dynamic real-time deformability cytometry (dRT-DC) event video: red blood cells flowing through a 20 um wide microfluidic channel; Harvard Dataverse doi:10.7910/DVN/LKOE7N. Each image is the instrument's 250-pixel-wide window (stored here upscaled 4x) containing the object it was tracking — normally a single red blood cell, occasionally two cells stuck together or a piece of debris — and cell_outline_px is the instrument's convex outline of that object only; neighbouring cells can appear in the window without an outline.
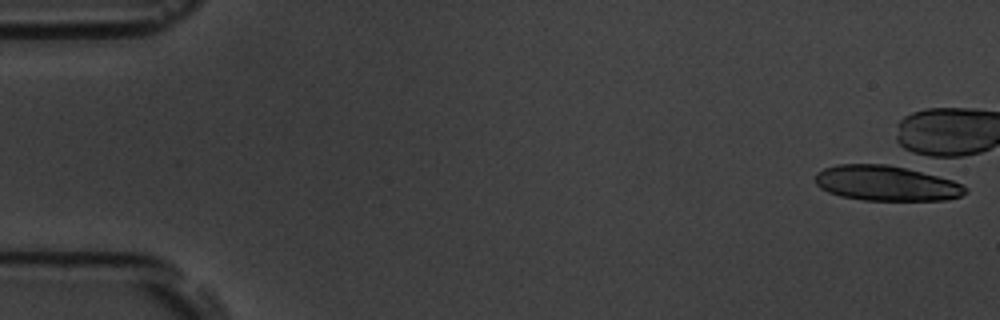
{"species": "common noctule bat (a hibernating species)", "species_latin": "Nyctalus noctula", "temperature_condition": "room temperature", "stored_images_in_passage": 1, "camera_frame_rate_fps": 3000, "um_per_image_px": 0.085, "animal": {"sex": "male", "body_mass_g": 19.5, "forearm_length_mm": 54.6}, "frame": {"image": 1, "passage_image": 1, "time_ms": 0.0, "image_size_px": [1000, 320], "cell_outline_px": [[968, 192], [960, 196], [944, 200], [864, 200], [840, 196], [828, 192], [820, 188], [816, 184], [816, 172], [824, 168], [836, 164], [888, 164], [912, 168], [928, 172], [952, 180], [968, 188]], "centroid_in_image_um": [75.35, 15.56], "position_along_channel_um": 9.7, "area_um2": 31.15}}